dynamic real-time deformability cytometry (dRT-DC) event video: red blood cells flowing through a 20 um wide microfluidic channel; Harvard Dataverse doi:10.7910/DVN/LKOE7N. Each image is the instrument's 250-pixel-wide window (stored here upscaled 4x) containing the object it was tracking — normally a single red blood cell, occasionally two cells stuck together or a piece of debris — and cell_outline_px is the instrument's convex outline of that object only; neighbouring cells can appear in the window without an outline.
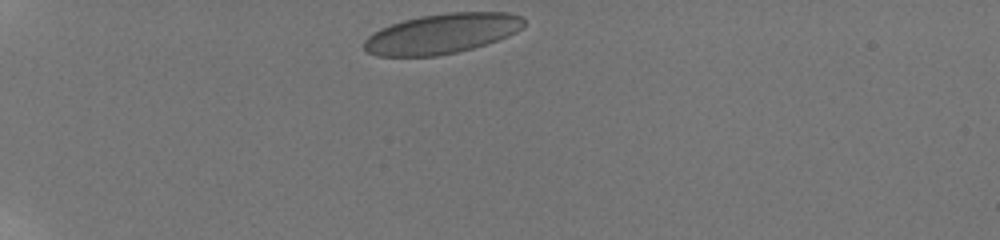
{"species": "human", "species_latin": "Homo sapiens", "temperature_condition": "room temperature", "stored_images_in_passage": 8, "camera_frame_rate_fps": 3000, "um_per_image_px": 0.085, "donor": {"sex": "male"}, "frame": {"image": 1, "passage_image": 1, "time_ms": 0.0, "image_size_px": [1000, 240], "cell_outline_px": [[524, 28], [508, 36], [472, 48], [456, 52], [436, 56], [376, 56], [368, 52], [364, 48], [364, 40], [372, 32], [380, 28], [404, 20], [420, 16], [448, 12], [508, 12], [524, 16]], "centroid_in_image_um": [37.57, 2.85], "position_along_channel_um": 47.4, "area_um2": 37.34}}